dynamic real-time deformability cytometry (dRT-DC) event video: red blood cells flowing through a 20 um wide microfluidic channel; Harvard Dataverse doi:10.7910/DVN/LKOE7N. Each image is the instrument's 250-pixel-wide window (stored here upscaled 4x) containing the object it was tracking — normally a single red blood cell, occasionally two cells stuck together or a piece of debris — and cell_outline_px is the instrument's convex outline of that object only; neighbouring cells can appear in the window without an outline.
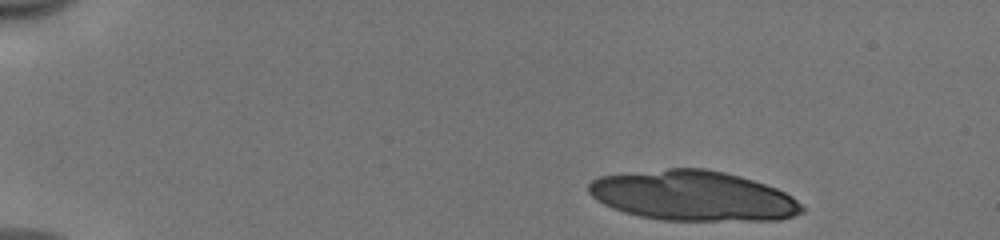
{"species": "human", "species_latin": "Homo sapiens", "temperature_condition": "cold", "stored_images_in_passage": 13, "camera_frame_rate_fps": 3000, "um_per_image_px": 0.085, "donor": {"sex": "male"}, "frame": {"image": 1, "passage_image": 1, "time_ms": 0.0, "image_size_px": [1000, 240], "cell_outline_px": [[804, 212], [780, 220], [664, 220], [640, 216], [624, 212], [612, 208], [596, 200], [588, 192], [588, 184], [592, 180], [600, 176], [668, 168], [704, 168], [724, 172], [740, 176], [776, 188], [792, 196], [804, 208]], "centroid_in_image_um": [58.9, 16.64], "position_along_channel_um": 26.1, "area_um2": 62.02}}